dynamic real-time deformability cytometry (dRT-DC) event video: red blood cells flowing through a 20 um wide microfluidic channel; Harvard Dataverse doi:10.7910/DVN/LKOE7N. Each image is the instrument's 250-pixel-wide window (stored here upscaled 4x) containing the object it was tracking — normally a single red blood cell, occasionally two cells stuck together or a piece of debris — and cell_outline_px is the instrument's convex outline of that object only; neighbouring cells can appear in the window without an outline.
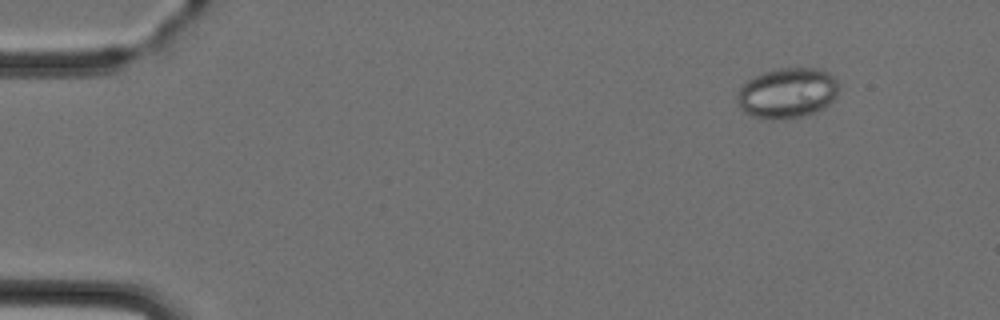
{"species": "Egyptian fruit bat (a non-hibernating species)", "species_latin": "Rousettus aegyptiacus", "temperature_condition": "cold", "stored_images_in_passage": 5, "camera_frame_rate_fps": 3000, "um_per_image_px": 0.085, "animal": {"sex": "female"}, "frame": {"image": 1, "passage_image": 5, "time_ms": 6.333, "image_size_px": [1000, 320], "cell_outline_px": [[840, 84], [836, 96], [828, 104], [816, 112], [784, 120], [772, 120], [752, 116], [744, 112], [740, 108], [736, 100], [736, 96], [740, 88], [748, 80], [764, 72], [780, 68], [820, 68], [836, 76]], "centroid_in_image_um": [66.94, 7.91], "position_along_channel_um": 18.1, "area_um2": 30.11}}